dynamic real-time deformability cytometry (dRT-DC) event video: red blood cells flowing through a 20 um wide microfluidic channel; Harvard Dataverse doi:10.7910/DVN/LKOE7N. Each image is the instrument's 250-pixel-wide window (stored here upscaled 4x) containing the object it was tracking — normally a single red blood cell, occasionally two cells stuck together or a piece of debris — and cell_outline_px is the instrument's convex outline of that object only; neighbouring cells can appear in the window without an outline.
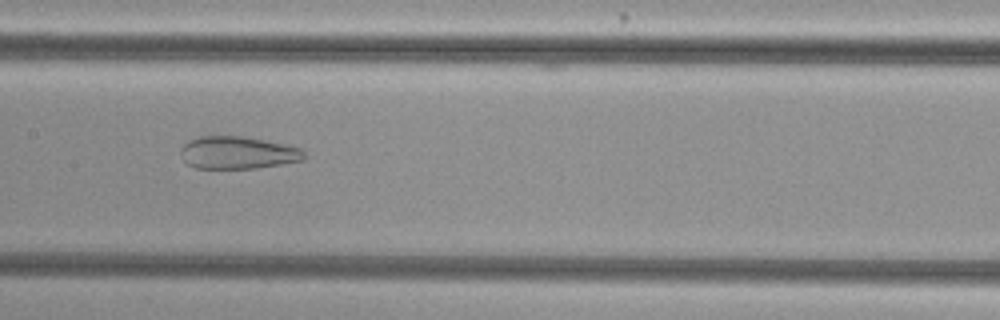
{"species": "common noctule bat (a hibernating species)", "species_latin": "Nyctalus noctula", "temperature_condition": "cold", "stored_images_in_passage": 55, "camera_frame_rate_fps": 3000, "um_per_image_px": 0.085, "animal": {"sex": "female", "body_mass_g": 29.2, "forearm_length_mm": 56.3}, "frame": {"image": 1, "passage_image": 28, "time_ms": 9.0, "image_size_px": [1000, 320], "cell_outline_px": [[304, 160], [284, 164], [256, 168], [196, 168], [188, 164], [180, 156], [180, 148], [188, 140], [200, 136], [240, 136], [264, 140], [300, 148], [304, 152]], "centroid_in_image_um": [20.17, 12.98], "position_along_channel_um": 187.2, "area_um2": 23.35}}
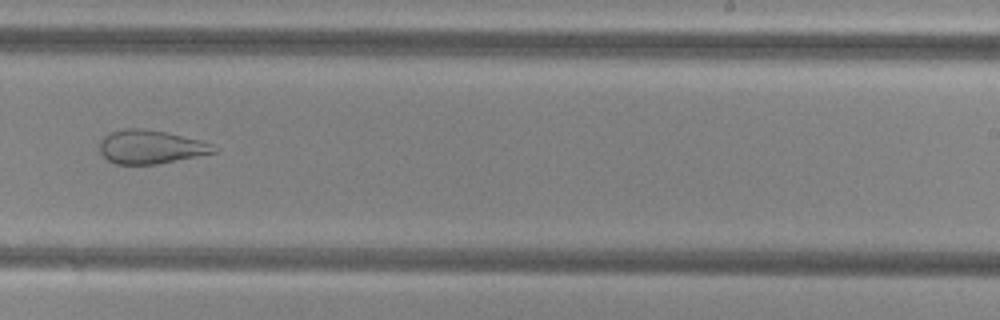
{"frame": {"image": 2, "passage_image": 35, "time_ms": 11.333, "image_size_px": [1000, 320], "cell_outline_px": [[220, 148], [216, 152], [156, 164], [116, 164], [108, 160], [100, 152], [100, 140], [104, 136], [112, 132], [124, 128], [140, 128], [164, 132], [200, 140], [212, 144]], "centroid_in_image_um": [12.8, 12.49], "position_along_channel_um": 276.2, "area_um2": 22.14}}
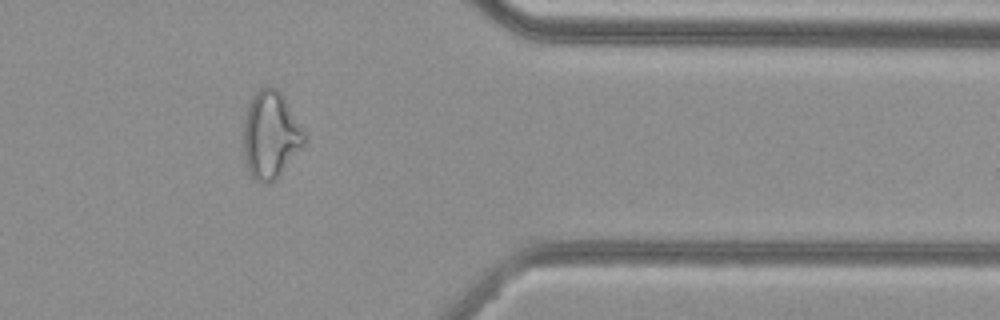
{"frame": {"image": 3, "passage_image": 45, "time_ms": 14.667, "image_size_px": [1000, 320], "cell_outline_px": [[308, 140], [276, 180], [272, 184], [264, 184], [252, 180], [248, 172], [244, 156], [244, 120], [248, 100], [260, 88], [268, 84], [276, 88], [284, 96], [308, 136]], "centroid_in_image_um": [23.01, 11.48], "position_along_channel_um": 388.4, "area_um2": 31.79}}